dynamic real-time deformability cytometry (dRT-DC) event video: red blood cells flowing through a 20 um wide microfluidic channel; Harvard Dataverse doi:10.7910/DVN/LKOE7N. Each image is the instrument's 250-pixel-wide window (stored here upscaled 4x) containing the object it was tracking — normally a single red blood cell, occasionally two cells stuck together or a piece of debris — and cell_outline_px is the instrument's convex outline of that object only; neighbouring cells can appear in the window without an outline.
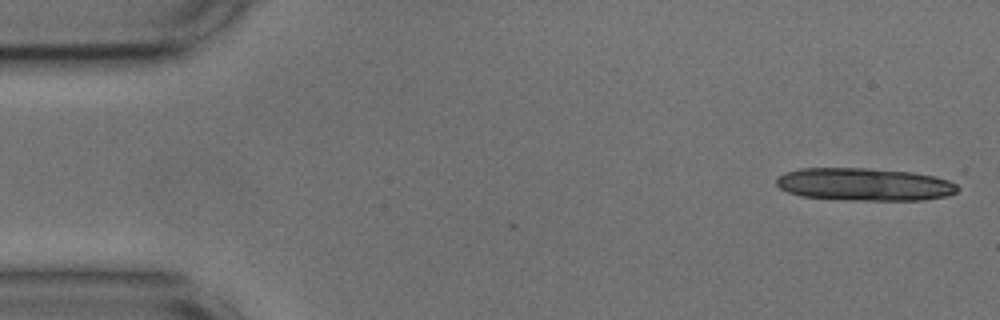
{"species": "common noctule bat (a hibernating species)", "species_latin": "Nyctalus noctula", "temperature_condition": "cold", "stored_images_in_passage": 13, "camera_frame_rate_fps": 3000, "um_per_image_px": 0.085, "animal": {"sex": "male", "body_mass_g": 17.9, "forearm_length_mm": 54.2}, "frame": {"image": 1, "passage_image": 1, "time_ms": 0.0, "image_size_px": [1000, 320], "cell_outline_px": [[960, 188], [956, 192], [948, 196], [924, 200], [844, 200], [800, 196], [788, 192], [780, 188], [776, 184], [776, 176], [784, 172], [800, 168], [868, 168], [912, 172], [936, 176], [948, 180], [956, 184]], "centroid_in_image_um": [73.46, 15.67], "position_along_channel_um": 11.5, "area_um2": 34.97}}